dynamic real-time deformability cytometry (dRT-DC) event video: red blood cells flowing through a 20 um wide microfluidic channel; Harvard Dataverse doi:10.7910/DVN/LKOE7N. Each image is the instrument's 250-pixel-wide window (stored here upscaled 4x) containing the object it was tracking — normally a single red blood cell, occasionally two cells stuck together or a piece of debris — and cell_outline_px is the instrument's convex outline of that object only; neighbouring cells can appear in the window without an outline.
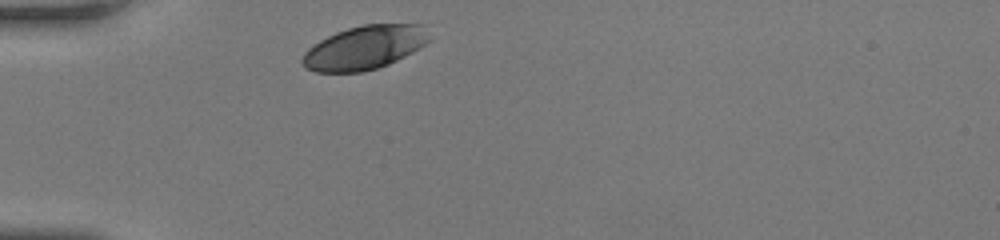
{"species": "human", "species_latin": "Homo sapiens", "temperature_condition": "room temperature", "stored_images_in_passage": 27, "camera_frame_rate_fps": 3000, "um_per_image_px": 0.085, "donor": {"sex": "female"}, "frame": {"image": 1, "passage_image": 1, "time_ms": 0.0, "image_size_px": [1000, 240], "cell_outline_px": [[432, 40], [420, 48], [388, 64], [376, 68], [360, 72], [316, 72], [304, 68], [300, 64], [300, 60], [304, 52], [308, 48], [320, 40], [336, 32], [348, 28], [364, 24], [424, 24]], "centroid_in_image_um": [30.98, 4.04], "position_along_channel_um": 54.0, "area_um2": 32.54}}
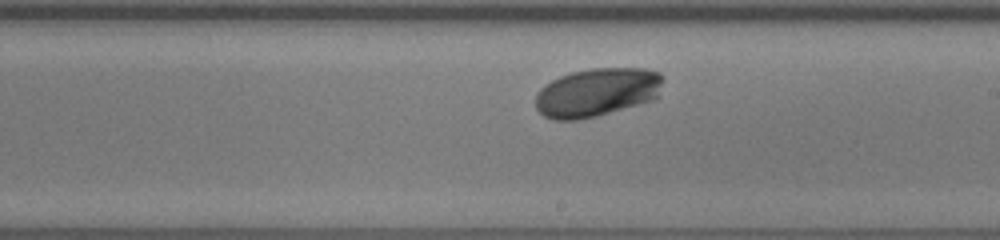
{"frame": {"image": 2, "passage_image": 16, "time_ms": 5.0, "image_size_px": [1000, 240], "cell_outline_px": [[664, 80], [660, 96], [656, 100], [596, 116], [576, 120], [556, 120], [544, 116], [536, 108], [536, 92], [544, 84], [560, 76], [572, 72], [592, 68], [648, 68], [660, 72], [664, 76]], "centroid_in_image_um": [50.81, 7.84], "position_along_channel_um": 238.2, "area_um2": 36.7}}
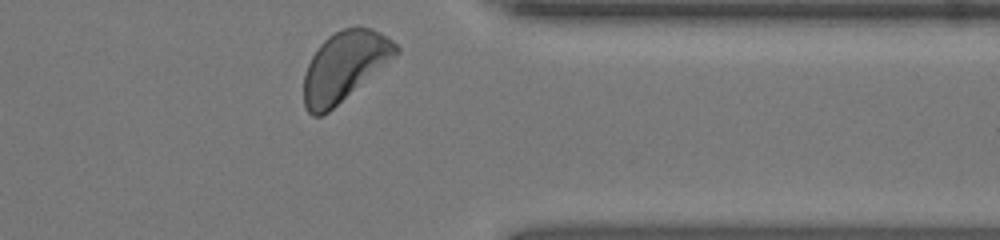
{"frame": {"image": 3, "passage_image": 27, "time_ms": 8.667, "image_size_px": [1000, 240], "cell_outline_px": [[400, 52], [328, 112], [320, 116], [312, 116], [308, 112], [304, 104], [304, 76], [308, 64], [312, 56], [320, 44], [328, 36], [344, 28], [360, 24], [372, 28], [388, 36], [400, 48]], "centroid_in_image_um": [29.28, 5.59], "position_along_channel_um": 382.1, "area_um2": 37.11}, "authors_computed_cell_mechanics": {"area_um2": 35.6626, "velocity_mm_per_s": 4.0262, "shape_relaxation_time_tau1_ms": 1.6318, "shape_relaxation_time_tau2_ms": null, "deformation_change_tau1": 0.0953, "deformation_change_tau2": null}}